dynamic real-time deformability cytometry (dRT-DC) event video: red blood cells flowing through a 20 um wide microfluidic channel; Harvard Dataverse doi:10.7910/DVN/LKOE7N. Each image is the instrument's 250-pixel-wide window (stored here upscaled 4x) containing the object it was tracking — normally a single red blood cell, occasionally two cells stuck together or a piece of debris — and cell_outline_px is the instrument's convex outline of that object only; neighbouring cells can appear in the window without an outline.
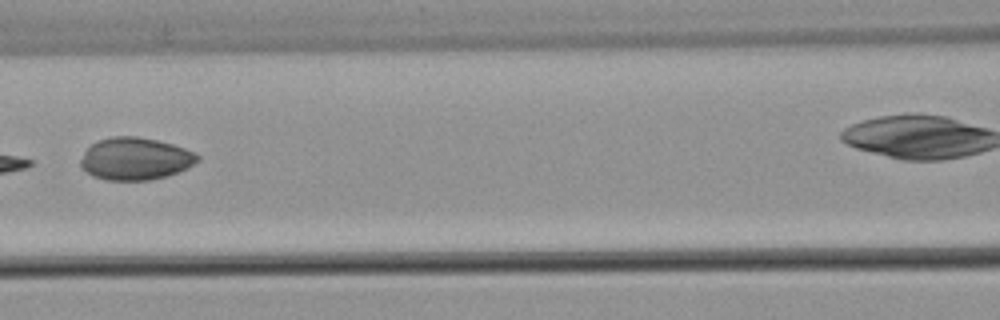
{"species": "common noctule bat (a hibernating species)", "species_latin": "Nyctalus noctula", "temperature_condition": "warm", "stored_images_in_passage": 7, "camera_frame_rate_fps": 3000, "um_per_image_px": 0.085, "animal": {"sex": "male", "body_mass_g": 21.5, "forearm_length_mm": 52.0}, "frame": {"image": 1, "passage_image": 6, "time_ms": 1.667, "image_size_px": [1000, 320], "cell_outline_px": [[200, 160], [188, 168], [168, 176], [152, 180], [104, 180], [92, 176], [80, 168], [80, 160], [84, 152], [92, 144], [100, 140], [112, 136], [136, 136], [156, 140], [172, 144], [196, 152], [200, 156]], "centroid_in_image_um": [11.51, 13.51], "position_along_channel_um": 155.1, "area_um2": 29.13}}